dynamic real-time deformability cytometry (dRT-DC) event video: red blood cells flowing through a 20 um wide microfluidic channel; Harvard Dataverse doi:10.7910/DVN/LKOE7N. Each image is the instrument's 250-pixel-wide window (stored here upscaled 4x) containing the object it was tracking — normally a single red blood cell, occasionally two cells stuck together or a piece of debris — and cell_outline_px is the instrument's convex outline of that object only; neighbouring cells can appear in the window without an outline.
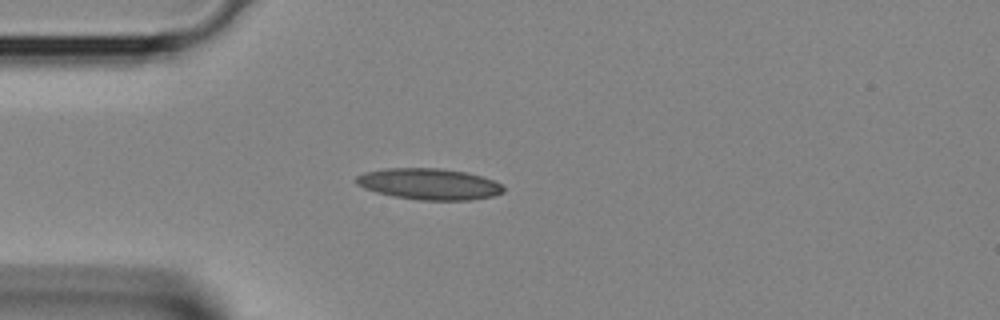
{"species": "Egyptian fruit bat (a non-hibernating species)", "species_latin": "Rousettus aegyptiacus", "temperature_condition": "room temperature", "stored_images_in_passage": 20, "camera_frame_rate_fps": 3000, "um_per_image_px": 0.085, "animal": {"sex": "female"}, "frame": {"image": 1, "passage_image": 1, "time_ms": 0.0, "image_size_px": [1000, 320], "cell_outline_px": [[504, 192], [496, 196], [468, 200], [420, 200], [392, 196], [376, 192], [364, 188], [356, 184], [356, 176], [364, 172], [384, 168], [440, 168], [464, 172], [480, 176], [504, 184]], "centroid_in_image_um": [36.48, 15.64], "position_along_channel_um": 48.5, "area_um2": 26.93}}
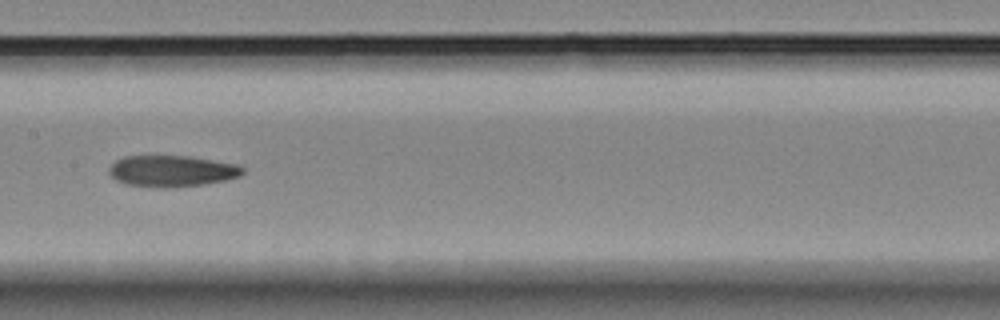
{"frame": {"image": 2, "passage_image": 10, "time_ms": 3.0, "image_size_px": [1000, 320], "cell_outline_px": [[244, 172], [240, 176], [224, 180], [204, 184], [164, 188], [128, 184], [116, 180], [108, 172], [108, 168], [116, 160], [124, 156], [188, 156], [236, 164], [244, 168]], "centroid_in_image_um": [14.59, 14.53], "position_along_channel_um": 192.8, "area_um2": 24.16}}
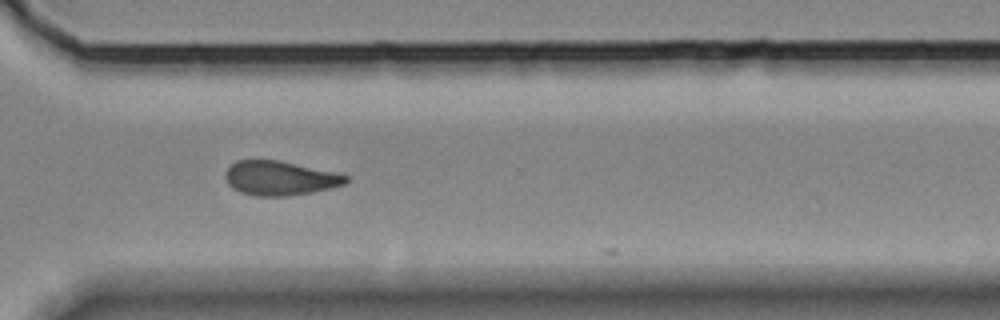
{"frame": {"image": 3, "passage_image": 19, "time_ms": 6.0, "image_size_px": [1000, 320], "cell_outline_px": [[348, 180], [344, 184], [312, 192], [288, 196], [256, 196], [240, 192], [232, 188], [228, 184], [224, 176], [224, 172], [236, 160], [276, 160], [336, 172], [348, 176]], "centroid_in_image_um": [23.75, 15.14], "position_along_channel_um": 346.9, "area_um2": 23.99}}